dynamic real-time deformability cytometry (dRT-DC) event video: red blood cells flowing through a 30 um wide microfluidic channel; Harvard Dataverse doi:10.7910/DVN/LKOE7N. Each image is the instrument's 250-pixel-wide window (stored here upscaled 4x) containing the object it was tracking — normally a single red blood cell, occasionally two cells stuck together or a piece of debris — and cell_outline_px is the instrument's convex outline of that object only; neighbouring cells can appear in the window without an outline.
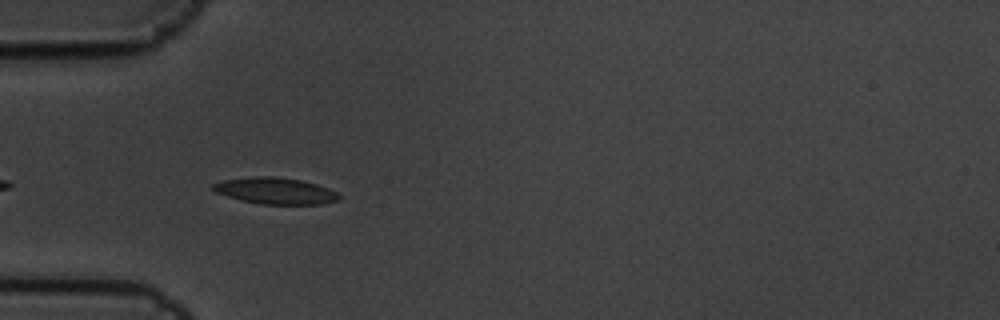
{"species": "common noctule bat (a hibernating species)", "species_latin": "Nyctalus noctula", "temperature_condition": "cold", "stored_images_in_passage": 7, "camera_frame_rate_fps": 3000, "um_per_image_px": 0.085, "animal": {"sex": "male", "body_mass_g": 19.5, "forearm_length_mm": 54.6}, "frame": {"image": 1, "passage_image": 5, "time_ms": 1.333, "image_size_px": [1000, 320], "cell_outline_px": [[340, 200], [320, 204], [260, 204], [240, 200], [216, 192], [212, 188], [212, 184], [224, 180], [252, 176], [272, 176], [300, 180], [316, 184], [328, 188], [336, 192], [340, 196]], "centroid_in_image_um": [23.4, 16.22], "position_along_channel_um": 61.6, "area_um2": 19.31}}
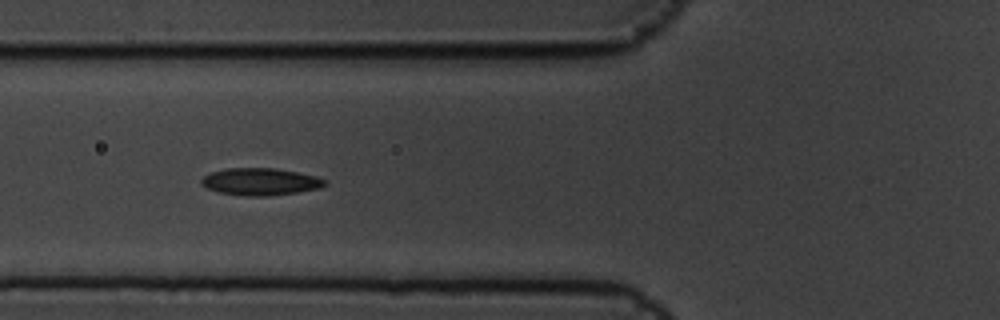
{"frame": {"image": 2, "passage_image": 6, "time_ms": 1.667, "image_size_px": [1000, 320], "cell_outline_px": [[328, 184], [320, 188], [296, 192], [268, 196], [248, 196], [220, 192], [208, 188], [200, 184], [200, 180], [204, 176], [212, 172], [228, 168], [276, 168], [316, 176], [328, 180]], "centroid_in_image_um": [22.17, 15.44], "position_along_channel_um": 103.6, "area_um2": 19.48}}
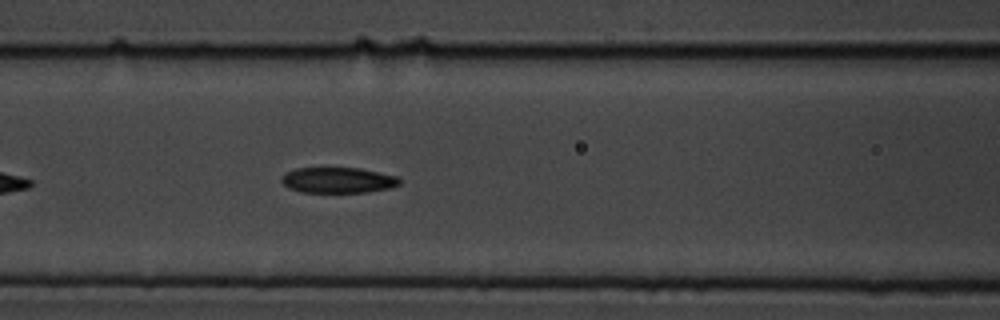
{"frame": {"image": 3, "passage_image": 7, "time_ms": 2.0, "image_size_px": [1000, 320], "cell_outline_px": [[400, 184], [388, 188], [368, 192], [300, 192], [288, 188], [280, 180], [280, 176], [284, 172], [296, 168], [360, 168], [396, 176], [400, 180]], "centroid_in_image_um": [28.66, 15.31], "position_along_channel_um": 137.9, "area_um2": 17.69}}